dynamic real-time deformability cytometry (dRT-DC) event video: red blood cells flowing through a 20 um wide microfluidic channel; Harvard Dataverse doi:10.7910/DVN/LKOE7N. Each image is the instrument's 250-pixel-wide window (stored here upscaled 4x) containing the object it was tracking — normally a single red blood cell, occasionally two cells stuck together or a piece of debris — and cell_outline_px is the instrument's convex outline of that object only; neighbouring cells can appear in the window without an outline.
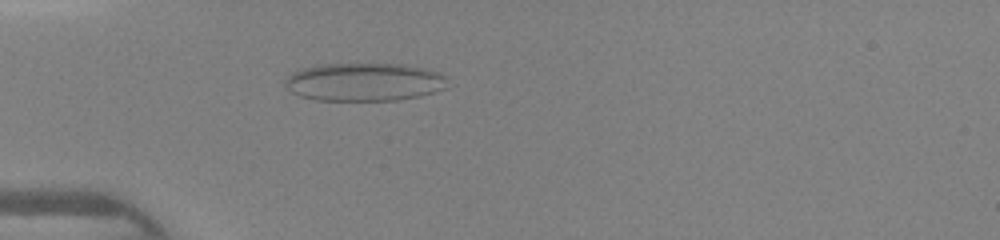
{"species": "human", "species_latin": "Homo sapiens", "temperature_condition": "warm", "stored_images_in_passage": 37, "camera_frame_rate_fps": 3000, "um_per_image_px": 0.085, "donor": {"sex": "female"}, "frame": {"image": 1, "passage_image": 6, "time_ms": 1.667, "image_size_px": [1000, 240], "cell_outline_px": [[448, 88], [436, 92], [420, 96], [400, 100], [316, 100], [300, 96], [292, 92], [284, 84], [284, 80], [292, 72], [304, 68], [324, 64], [404, 64], [440, 72], [444, 76]], "centroid_in_image_um": [30.99, 6.97], "position_along_channel_um": 54.0, "area_um2": 36.18}}
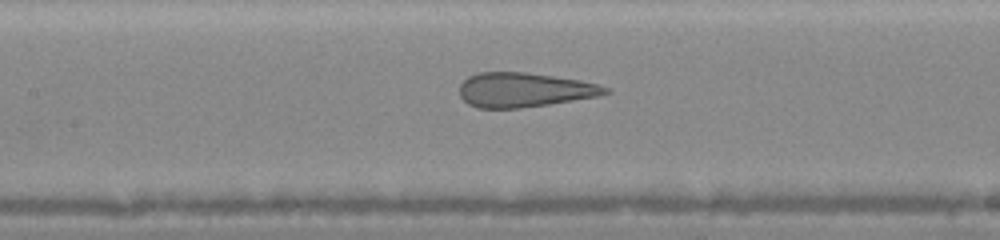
{"frame": {"image": 2, "passage_image": 14, "time_ms": 4.333, "image_size_px": [1000, 240], "cell_outline_px": [[612, 92], [596, 96], [548, 104], [520, 108], [480, 108], [468, 104], [460, 96], [460, 84], [468, 76], [480, 72], [524, 72], [580, 80], [596, 84], [608, 88]], "centroid_in_image_um": [44.52, 7.64], "position_along_channel_um": 162.9, "area_um2": 28.96}}
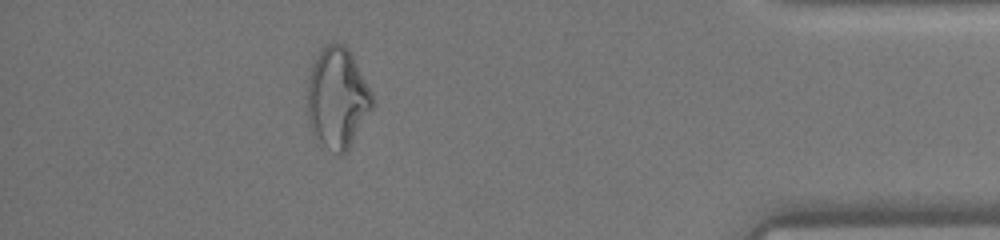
{"frame": {"image": 3, "passage_image": 33, "time_ms": 10.667, "image_size_px": [1000, 240], "cell_outline_px": [[372, 108], [348, 148], [340, 156], [328, 148], [316, 136], [308, 120], [308, 80], [312, 64], [320, 52], [328, 44], [344, 44], [348, 48], [372, 92]], "centroid_in_image_um": [28.68, 8.31], "position_along_channel_um": 406.5, "area_um2": 37.11}}